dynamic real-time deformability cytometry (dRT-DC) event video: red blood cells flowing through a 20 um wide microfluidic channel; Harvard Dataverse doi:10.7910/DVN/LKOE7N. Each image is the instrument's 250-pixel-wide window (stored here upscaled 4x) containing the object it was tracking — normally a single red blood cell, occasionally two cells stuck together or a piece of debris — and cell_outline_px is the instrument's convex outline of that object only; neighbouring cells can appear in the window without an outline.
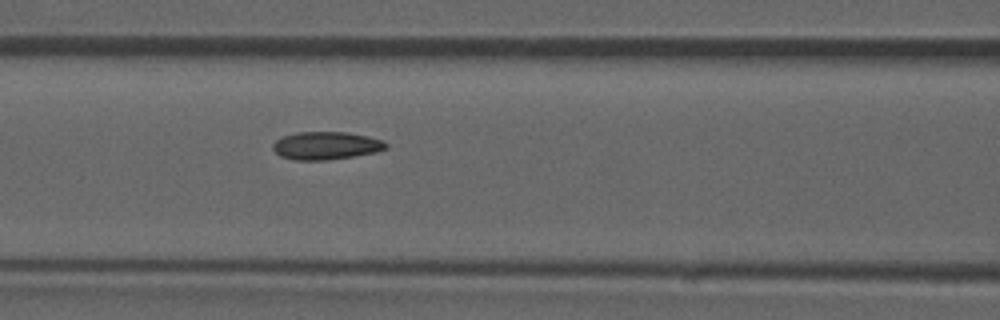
{"species": "common noctule bat (a hibernating species)", "species_latin": "Nyctalus noctula", "temperature_condition": "room temperature", "stored_images_in_passage": 53, "camera_frame_rate_fps": 3000, "um_per_image_px": 0.085, "animal": {"sex": "male", "forearm_length_mm": 52.5}, "frame": {"image": 1, "passage_image": 23, "time_ms": 7.333, "image_size_px": [1000, 320], "cell_outline_px": [[388, 144], [384, 148], [376, 152], [328, 160], [296, 160], [280, 156], [272, 148], [272, 144], [276, 140], [284, 136], [296, 132], [344, 132], [368, 136], [384, 140]], "centroid_in_image_um": [27.7, 12.37], "position_along_channel_um": 138.9, "area_um2": 18.26}, "authors_computed_cell_mechanics": {"area_um2": 18.1492, "velocity_mm_per_s": 3.8606, "shape_relaxation_time_tau1_ms": null, "shape_relaxation_time_tau2_ms": 1.8649, "deformation_change_tau1": null, "deformation_change_tau2": 0.0713}}